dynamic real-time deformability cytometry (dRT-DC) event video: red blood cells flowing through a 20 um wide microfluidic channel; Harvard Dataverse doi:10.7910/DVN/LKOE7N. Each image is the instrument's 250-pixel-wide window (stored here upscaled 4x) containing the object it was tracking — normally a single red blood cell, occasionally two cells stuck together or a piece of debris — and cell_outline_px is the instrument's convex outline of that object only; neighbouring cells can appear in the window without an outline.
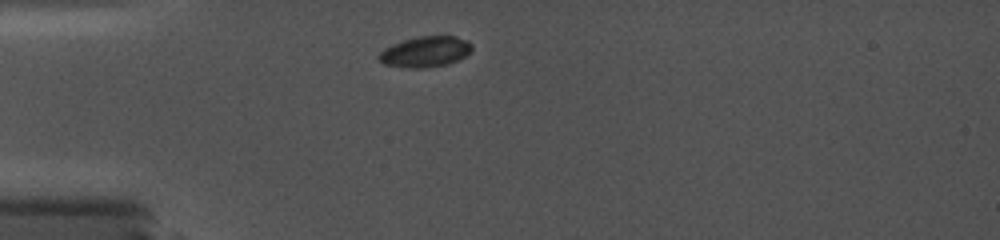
{"species": "common noctule bat (a hibernating species)", "species_latin": "Nyctalus noctula", "temperature_condition": "cold", "stored_images_in_passage": 8, "camera_frame_rate_fps": 5000, "um_per_image_px": 0.085, "animal": {"sex": "female", "body_mass_g": 19.0, "forearm_length_mm": 56.7}, "frame": {"image": 1, "passage_image": 1, "time_ms": 0.0, "image_size_px": [1000, 240], "cell_outline_px": [[472, 48], [464, 56], [448, 64], [428, 68], [412, 68], [384, 64], [376, 56], [384, 48], [392, 44], [404, 40], [420, 36], [456, 36], [472, 44]], "centroid_in_image_um": [36.12, 4.4], "position_along_channel_um": 48.9, "area_um2": 16.47}}
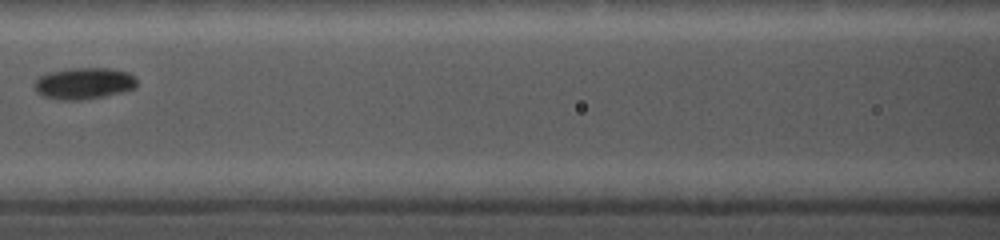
{"frame": {"image": 2, "passage_image": 5, "time_ms": 3.4, "image_size_px": [1000, 240], "cell_outline_px": [[136, 88], [124, 92], [104, 96], [80, 100], [56, 100], [44, 96], [36, 92], [32, 84], [40, 76], [48, 72], [68, 68], [108, 68], [128, 72], [136, 80]], "centroid_in_image_um": [7.1, 7.09], "position_along_channel_um": 159.5, "area_um2": 19.02}}
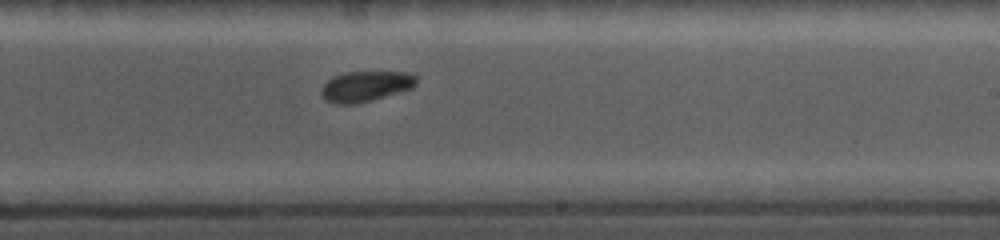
{"frame": {"image": 3, "passage_image": 8, "time_ms": 6.0, "image_size_px": [1000, 240], "cell_outline_px": [[416, 84], [412, 88], [372, 100], [356, 104], [332, 104], [324, 100], [320, 92], [320, 88], [332, 76], [344, 72], [408, 72], [416, 76]], "centroid_in_image_um": [31.02, 7.34], "position_along_channel_um": 258.0, "area_um2": 17.05}}